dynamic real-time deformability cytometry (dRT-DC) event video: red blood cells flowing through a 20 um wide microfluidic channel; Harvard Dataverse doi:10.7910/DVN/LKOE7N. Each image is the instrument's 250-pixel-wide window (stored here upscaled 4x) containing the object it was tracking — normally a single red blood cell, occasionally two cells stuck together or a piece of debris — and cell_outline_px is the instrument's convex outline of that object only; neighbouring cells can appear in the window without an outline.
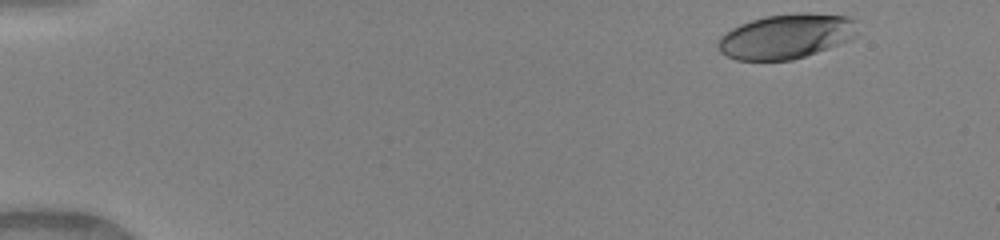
{"species": "human", "species_latin": "Homo sapiens", "temperature_condition": "warm", "stored_images_in_passage": 47, "camera_frame_rate_fps": 3000, "um_per_image_px": 0.085, "donor": {"sex": "female"}, "frame": {"image": 1, "passage_image": 2, "time_ms": 0.333, "image_size_px": [1000, 240], "cell_outline_px": [[856, 20], [852, 36], [848, 40], [816, 52], [792, 60], [736, 60], [720, 52], [720, 36], [732, 28], [740, 24], [764, 16], [800, 12], [808, 12], [848, 16]], "centroid_in_image_um": [66.8, 3.07], "position_along_channel_um": 18.2, "area_um2": 35.84}}
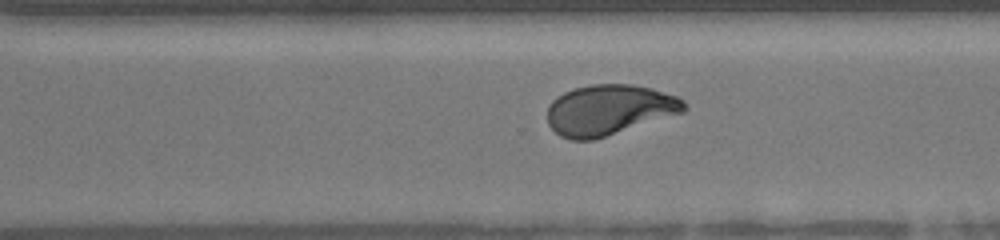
{"frame": {"image": 2, "passage_image": 33, "time_ms": 10.667, "image_size_px": [1000, 240], "cell_outline_px": [[688, 108], [684, 112], [592, 140], [572, 140], [560, 136], [548, 124], [548, 108], [552, 100], [564, 92], [576, 88], [592, 84], [632, 84], [652, 88], [676, 96], [684, 100]], "centroid_in_image_um": [51.79, 9.33], "position_along_channel_um": 318.8, "area_um2": 40.0}}
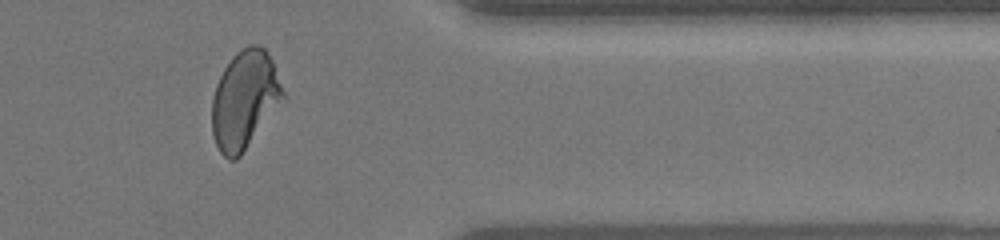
{"frame": {"image": 3, "passage_image": 39, "time_ms": 12.667, "image_size_px": [1000, 240], "cell_outline_px": [[284, 96], [240, 156], [236, 160], [228, 160], [220, 152], [216, 144], [212, 132], [212, 100], [216, 84], [224, 68], [232, 56], [236, 52], [248, 44], [256, 44], [264, 48], [268, 52], [272, 60], [284, 92]], "centroid_in_image_um": [20.75, 8.45], "position_along_channel_um": 390.6, "area_um2": 39.94}, "authors_computed_cell_mechanics": {"area_um2": 39.882, "velocity_mm_per_s": 4.1138, "shape_relaxation_time_tau1_ms": 5.0002, "shape_relaxation_time_tau2_ms": 0.9806, "deformation_change_tau1": 0.2141, "deformation_change_tau2": 0.0675}}